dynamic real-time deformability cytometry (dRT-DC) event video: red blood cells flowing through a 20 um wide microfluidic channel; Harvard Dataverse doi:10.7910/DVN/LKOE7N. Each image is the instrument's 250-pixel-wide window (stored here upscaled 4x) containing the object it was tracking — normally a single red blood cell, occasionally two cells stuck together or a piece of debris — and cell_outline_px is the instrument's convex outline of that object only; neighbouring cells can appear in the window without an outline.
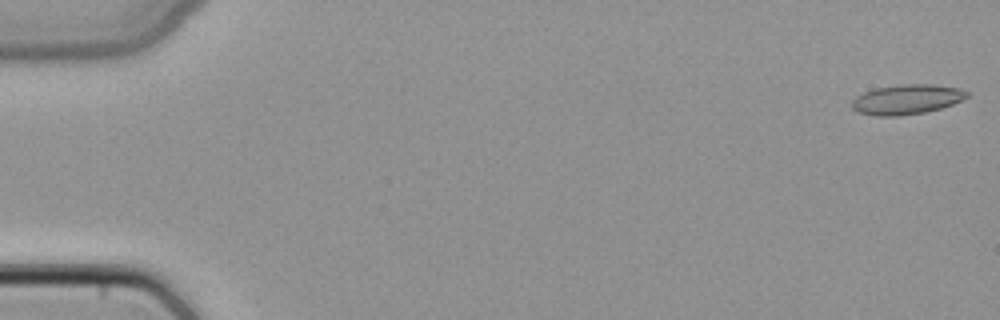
{"species": "common noctule bat (a hibernating species)", "species_latin": "Nyctalus noctula", "temperature_condition": "cold", "stored_images_in_passage": 49, "camera_frame_rate_fps": 3000, "um_per_image_px": 0.085, "animal": {"sex": "female", "body_mass_g": 22.7, "forearm_length_mm": 54.2}, "frame": {"image": 1, "passage_image": 1, "time_ms": 0.0, "image_size_px": [1000, 320], "cell_outline_px": [[968, 96], [952, 104], [940, 108], [924, 112], [900, 116], [876, 116], [856, 112], [852, 108], [852, 100], [856, 96], [864, 92], [876, 88], [904, 84], [932, 84], [960, 88], [968, 92]], "centroid_in_image_um": [77.04, 8.45], "position_along_channel_um": 8.0, "area_um2": 19.94}}
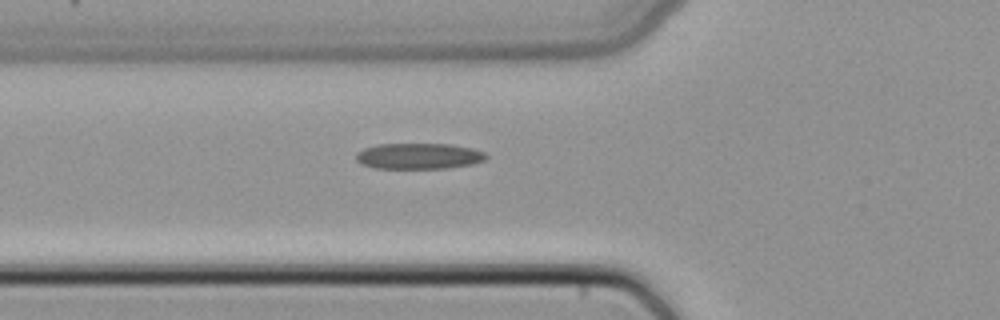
{"frame": {"image": 2, "passage_image": 18, "time_ms": 5.667, "image_size_px": [1000, 320], "cell_outline_px": [[488, 156], [484, 160], [472, 164], [448, 168], [376, 168], [364, 164], [356, 160], [356, 152], [364, 148], [376, 144], [452, 144], [472, 148], [484, 152]], "centroid_in_image_um": [35.61, 13.26], "position_along_channel_um": 90.2, "area_um2": 19.59}}
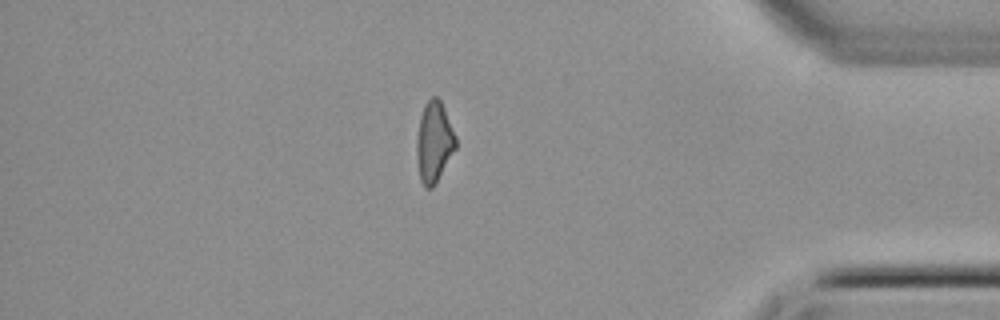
{"frame": {"image": 3, "passage_image": 42, "time_ms": 13.667, "image_size_px": [1000, 320], "cell_outline_px": [[456, 148], [432, 188], [424, 188], [420, 180], [416, 156], [416, 140], [420, 116], [424, 104], [432, 96], [436, 96], [440, 100], [444, 108], [456, 136]], "centroid_in_image_um": [36.87, 12.06], "position_along_channel_um": 398.3, "area_um2": 18.32}}